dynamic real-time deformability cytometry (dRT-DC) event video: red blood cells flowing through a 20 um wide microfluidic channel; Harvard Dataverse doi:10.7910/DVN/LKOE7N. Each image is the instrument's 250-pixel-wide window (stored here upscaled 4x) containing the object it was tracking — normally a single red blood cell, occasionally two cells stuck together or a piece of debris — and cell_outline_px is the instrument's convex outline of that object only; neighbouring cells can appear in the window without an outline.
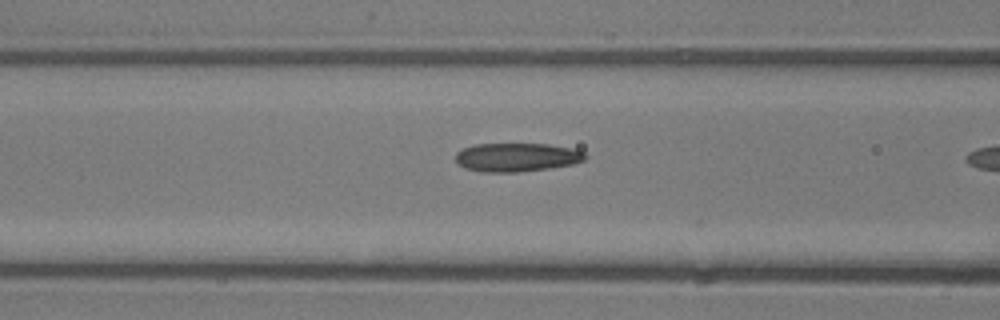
{"species": "common noctule bat (a hibernating species)", "species_latin": "Nyctalus noctula", "temperature_condition": "room temperature", "stored_images_in_passage": 10, "camera_frame_rate_fps": 3000, "um_per_image_px": 0.085, "animal": {"sex": "male", "body_mass_g": 13.3}, "frame": {"image": 1, "passage_image": 9, "time_ms": 2.667, "image_size_px": [1000, 320], "cell_outline_px": [[588, 156], [584, 160], [572, 164], [548, 168], [520, 172], [480, 172], [464, 168], [456, 164], [456, 152], [460, 148], [476, 144], [548, 144], [568, 148], [584, 152]], "centroid_in_image_um": [43.85, 13.37], "position_along_channel_um": 122.7, "area_um2": 21.73}}